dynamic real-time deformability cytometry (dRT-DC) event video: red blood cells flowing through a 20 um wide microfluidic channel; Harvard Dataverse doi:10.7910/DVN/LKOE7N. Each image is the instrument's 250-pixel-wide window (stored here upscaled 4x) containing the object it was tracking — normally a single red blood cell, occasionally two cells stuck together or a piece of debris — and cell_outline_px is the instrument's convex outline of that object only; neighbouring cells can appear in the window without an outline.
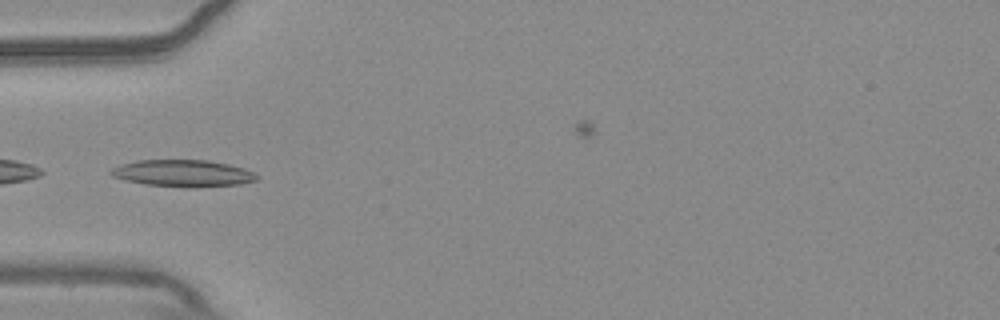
{"species": "common noctule bat (a hibernating species)", "species_latin": "Nyctalus noctula", "temperature_condition": "warm", "stored_images_in_passage": 38, "camera_frame_rate_fps": 3000, "um_per_image_px": 0.085, "animal": {"sex": "male", "body_mass_g": 20.4}, "frame": {"image": 1, "passage_image": 1, "time_ms": 0.0, "image_size_px": [1000, 320], "cell_outline_px": [[260, 176], [256, 180], [240, 184], [144, 184], [112, 176], [108, 172], [112, 168], [120, 164], [140, 160], [208, 160], [228, 164], [244, 168]], "centroid_in_image_um": [15.52, 14.66], "position_along_channel_um": 69.5, "area_um2": 21.44}, "authors_computed_cell_mechanics": {"area_um2": 20.1144, "velocity_mm_per_s": 3.6876, "shape_relaxation_time_tau1_ms": null, "shape_relaxation_time_tau2_ms": 6.5143, "deformation_change_tau1": null, "deformation_change_tau2": 0.1661}}